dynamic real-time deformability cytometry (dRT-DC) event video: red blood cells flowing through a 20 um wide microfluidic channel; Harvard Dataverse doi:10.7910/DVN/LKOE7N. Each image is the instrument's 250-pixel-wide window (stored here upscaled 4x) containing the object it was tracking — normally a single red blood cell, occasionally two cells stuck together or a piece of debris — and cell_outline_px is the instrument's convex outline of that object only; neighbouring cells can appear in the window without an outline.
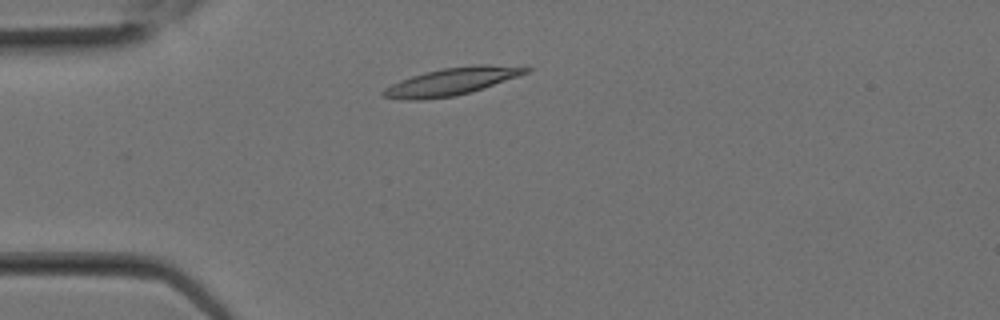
{"species": "Egyptian fruit bat (a non-hibernating species)", "species_latin": "Rousettus aegyptiacus", "temperature_condition": "room temperature", "stored_images_in_passage": 2, "camera_frame_rate_fps": 3000, "um_per_image_px": 0.085, "animal": {"sex": "female"}, "frame": {"image": 1, "passage_image": 1, "time_ms": 0.0, "image_size_px": [1000, 320], "cell_outline_px": [[532, 68], [528, 72], [456, 96], [420, 100], [404, 100], [380, 96], [380, 92], [384, 88], [400, 80], [424, 72], [444, 68], [476, 64], [488, 64]], "centroid_in_image_um": [38.27, 6.93], "position_along_channel_um": 46.7, "area_um2": 22.37}}